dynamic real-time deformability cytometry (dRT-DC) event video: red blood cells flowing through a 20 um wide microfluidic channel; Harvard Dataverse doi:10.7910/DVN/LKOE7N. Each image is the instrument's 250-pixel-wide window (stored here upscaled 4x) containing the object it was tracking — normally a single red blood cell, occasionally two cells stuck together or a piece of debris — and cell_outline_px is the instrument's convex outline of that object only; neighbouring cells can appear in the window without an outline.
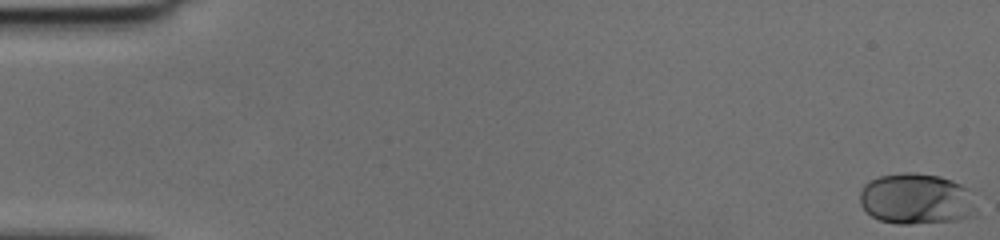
{"species": "human", "species_latin": "Homo sapiens", "temperature_condition": "cold", "stored_images_in_passage": 44, "camera_frame_rate_fps": 3000, "um_per_image_px": 0.085, "donor": {"sex": "female"}, "frame": {"image": 1, "passage_image": 1, "time_ms": 0.0, "image_size_px": [1000, 240], "cell_outline_px": [[972, 216], [960, 220], [908, 224], [896, 224], [880, 220], [872, 216], [860, 204], [860, 192], [864, 184], [868, 180], [880, 176], [904, 172], [916, 172], [940, 176], [952, 180], [960, 184], [964, 188], [972, 208]], "centroid_in_image_um": [77.77, 16.9], "position_along_channel_um": 7.2, "area_um2": 34.04}}
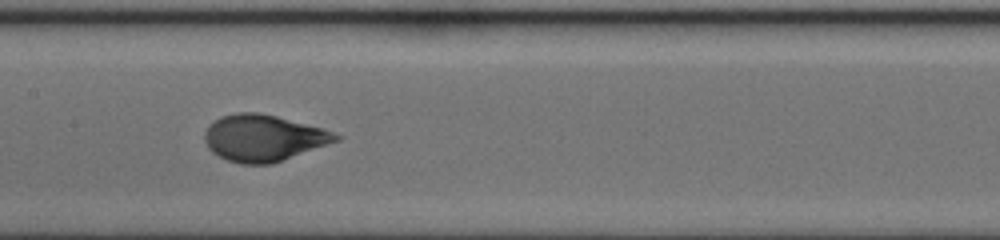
{"frame": {"image": 2, "passage_image": 26, "time_ms": 8.333, "image_size_px": [1000, 240], "cell_outline_px": [[344, 136], [340, 140], [272, 164], [240, 164], [228, 160], [212, 152], [208, 148], [204, 140], [204, 132], [208, 124], [220, 116], [236, 112], [256, 112], [276, 116], [320, 128]], "centroid_in_image_um": [22.36, 11.73], "position_along_channel_um": 185.0, "area_um2": 35.55}}
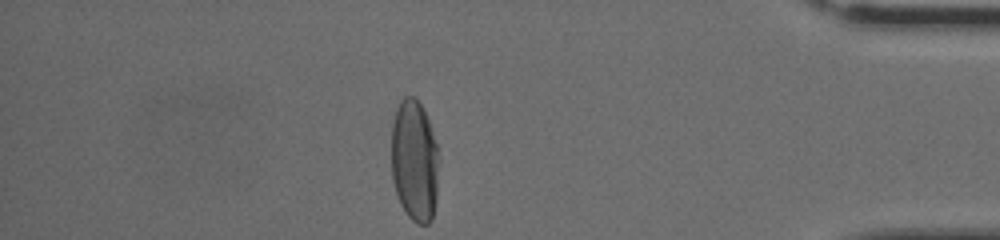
{"frame": {"image": 3, "passage_image": 44, "time_ms": 14.333, "image_size_px": [1000, 240], "cell_outline_px": [[440, 160], [436, 200], [432, 220], [428, 224], [416, 224], [404, 212], [400, 204], [392, 180], [392, 124], [396, 108], [400, 100], [404, 96], [416, 96], [428, 120], [436, 144]], "centroid_in_image_um": [35.24, 13.69], "position_along_channel_um": 400.0, "area_um2": 34.22}}